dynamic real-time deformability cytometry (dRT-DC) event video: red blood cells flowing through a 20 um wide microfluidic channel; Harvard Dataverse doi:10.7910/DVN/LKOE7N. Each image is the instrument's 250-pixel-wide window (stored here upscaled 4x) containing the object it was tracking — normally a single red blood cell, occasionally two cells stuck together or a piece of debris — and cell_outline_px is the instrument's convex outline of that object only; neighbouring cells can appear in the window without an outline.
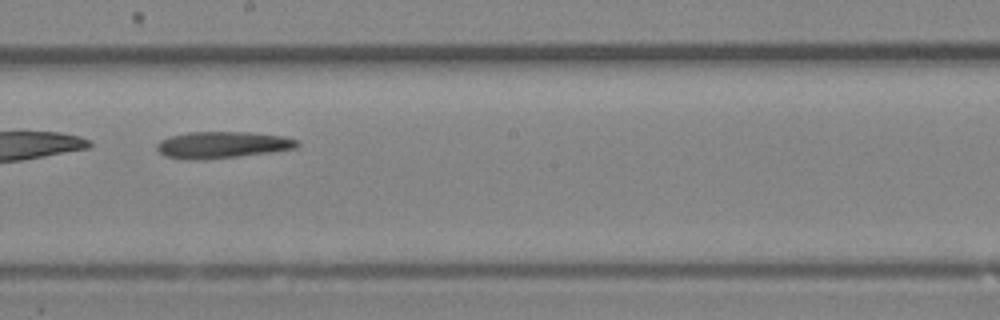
{"species": "Egyptian fruit bat (a non-hibernating species)", "species_latin": "Rousettus aegyptiacus", "temperature_condition": "room temperature", "stored_images_in_passage": 25, "camera_frame_rate_fps": 3000, "um_per_image_px": 0.085, "animal": {"sex": "female"}, "frame": {"image": 1, "passage_image": 11, "time_ms": 3.333, "image_size_px": [1000, 320], "cell_outline_px": [[300, 144], [296, 148], [272, 152], [240, 156], [204, 160], [184, 160], [164, 156], [156, 148], [156, 144], [160, 140], [172, 136], [188, 132], [248, 132], [284, 136], [296, 140]], "centroid_in_image_um": [18.87, 12.32], "position_along_channel_um": 229.3, "area_um2": 21.96}}
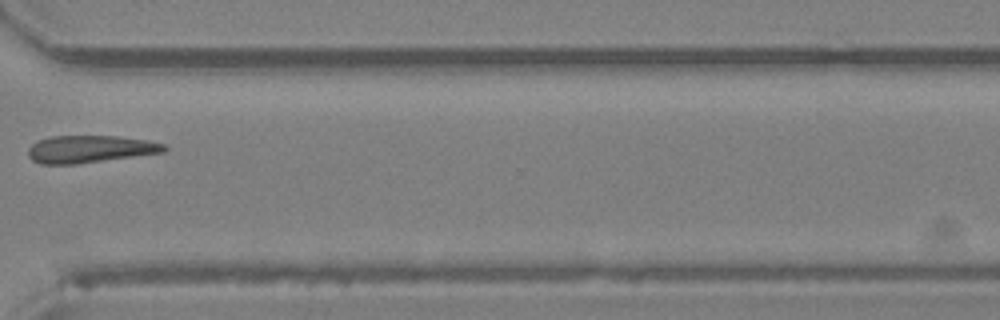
{"frame": {"image": 2, "passage_image": 18, "time_ms": 5.667, "image_size_px": [1000, 320], "cell_outline_px": [[168, 148], [164, 152], [76, 164], [40, 164], [32, 160], [28, 156], [28, 148], [36, 140], [52, 136], [116, 136], [148, 140], [164, 144]], "centroid_in_image_um": [7.61, 12.67], "position_along_channel_um": 363.0, "area_um2": 21.68}}